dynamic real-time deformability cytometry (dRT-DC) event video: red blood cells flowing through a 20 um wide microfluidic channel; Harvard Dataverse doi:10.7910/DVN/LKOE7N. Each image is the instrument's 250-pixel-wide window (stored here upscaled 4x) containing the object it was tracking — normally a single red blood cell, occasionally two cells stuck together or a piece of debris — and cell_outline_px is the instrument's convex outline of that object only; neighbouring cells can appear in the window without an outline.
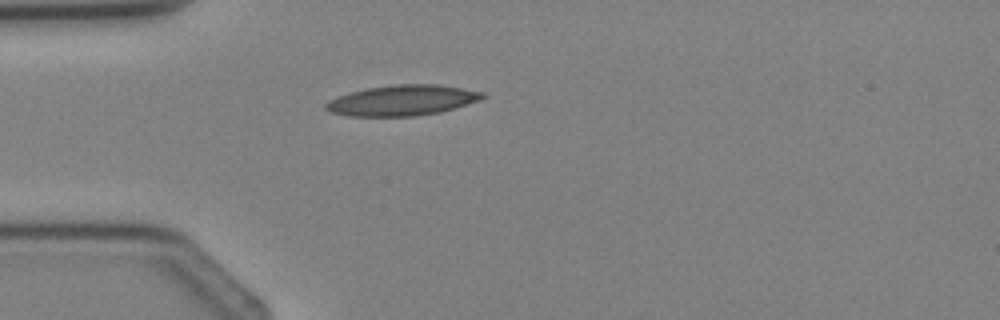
{"species": "Egyptian fruit bat (a non-hibernating species)", "species_latin": "Rousettus aegyptiacus", "temperature_condition": "cold", "stored_images_in_passage": 1, "camera_frame_rate_fps": 3000, "um_per_image_px": 0.085, "animal": {"sex": "female"}, "frame": {"image": 1, "passage_image": 1, "time_ms": 0.0, "image_size_px": [1000, 320], "cell_outline_px": [[488, 96], [484, 100], [440, 112], [412, 116], [348, 116], [332, 112], [324, 108], [324, 104], [328, 100], [352, 92], [368, 88], [396, 84], [436, 84], [484, 92]], "centroid_in_image_um": [34.25, 8.53], "position_along_channel_um": 50.7, "area_um2": 27.86}}